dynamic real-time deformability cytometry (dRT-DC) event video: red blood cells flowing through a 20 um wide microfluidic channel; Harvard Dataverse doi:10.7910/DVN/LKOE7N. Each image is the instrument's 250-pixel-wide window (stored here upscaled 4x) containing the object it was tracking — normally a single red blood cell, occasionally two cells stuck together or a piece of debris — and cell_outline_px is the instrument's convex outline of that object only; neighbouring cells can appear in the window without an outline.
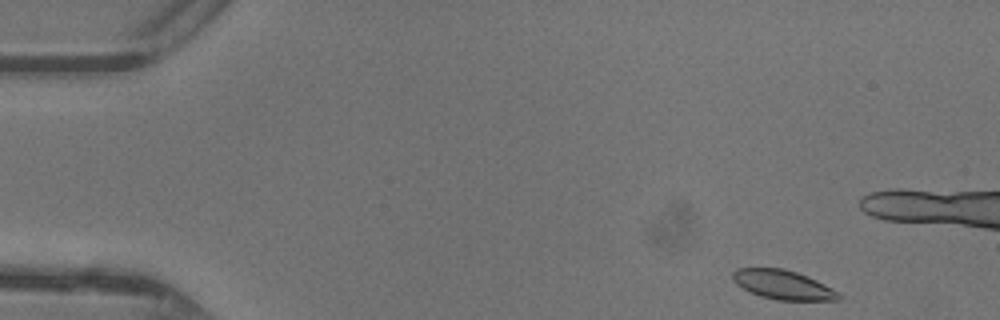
{"species": "common noctule bat (a hibernating species)", "species_latin": "Nyctalus noctula", "temperature_condition": "warm", "stored_images_in_passage": 11, "camera_frame_rate_fps": 3000, "um_per_image_px": 0.085, "animal": {"sex": "female"}, "frame": {"image": 1, "passage_image": 2, "time_ms": 0.333, "image_size_px": [1000, 320], "cell_outline_px": [[840, 300], [776, 300], [760, 296], [736, 284], [732, 280], [732, 272], [736, 268], [784, 268], [808, 276], [832, 288], [840, 296]], "centroid_in_image_um": [66.52, 24.19], "position_along_channel_um": 18.5, "area_um2": 17.92}}